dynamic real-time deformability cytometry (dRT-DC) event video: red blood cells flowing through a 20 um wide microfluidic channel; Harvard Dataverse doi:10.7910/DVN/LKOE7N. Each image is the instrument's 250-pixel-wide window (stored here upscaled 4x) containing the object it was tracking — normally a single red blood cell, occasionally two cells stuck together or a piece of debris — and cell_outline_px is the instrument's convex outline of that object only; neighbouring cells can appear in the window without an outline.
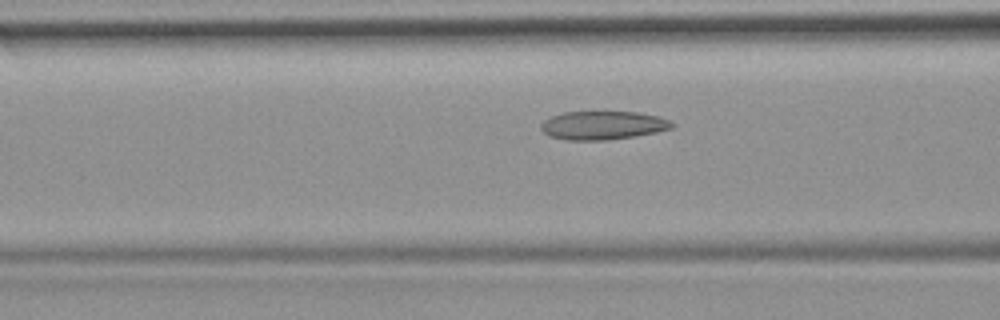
{"species": "common noctule bat (a hibernating species)", "species_latin": "Nyctalus noctula", "temperature_condition": "room temperature", "stored_images_in_passage": 32, "camera_frame_rate_fps": 3000, "um_per_image_px": 0.085, "animal": {"sex": "female", "body_mass_g": 19.9}, "frame": {"image": 1, "passage_image": 10, "time_ms": 3.0, "image_size_px": [1000, 320], "cell_outline_px": [[676, 124], [672, 128], [656, 132], [636, 136], [604, 140], [564, 140], [548, 136], [540, 128], [540, 124], [544, 120], [552, 116], [564, 112], [636, 112], [656, 116], [668, 120]], "centroid_in_image_um": [51.21, 10.66], "position_along_channel_um": 115.4, "area_um2": 21.73}}
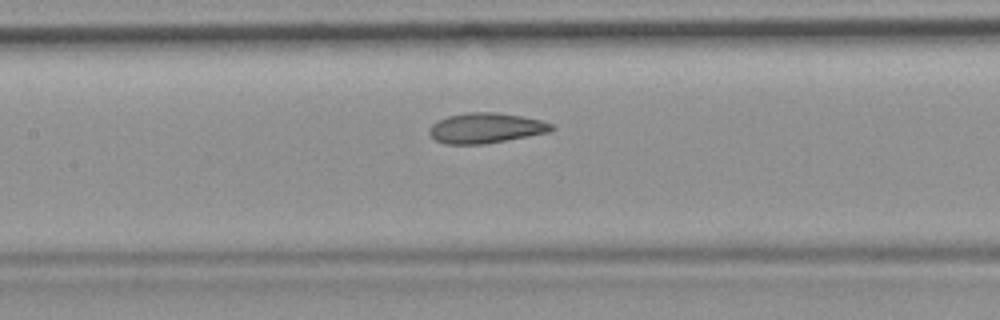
{"frame": {"image": 2, "passage_image": 14, "time_ms": 4.333, "image_size_px": [1000, 320], "cell_outline_px": [[556, 128], [552, 132], [484, 144], [444, 144], [436, 140], [428, 132], [428, 128], [436, 120], [448, 116], [468, 112], [496, 112], [520, 116], [540, 120], [552, 124]], "centroid_in_image_um": [41.29, 10.88], "position_along_channel_um": 166.1, "area_um2": 21.68}}